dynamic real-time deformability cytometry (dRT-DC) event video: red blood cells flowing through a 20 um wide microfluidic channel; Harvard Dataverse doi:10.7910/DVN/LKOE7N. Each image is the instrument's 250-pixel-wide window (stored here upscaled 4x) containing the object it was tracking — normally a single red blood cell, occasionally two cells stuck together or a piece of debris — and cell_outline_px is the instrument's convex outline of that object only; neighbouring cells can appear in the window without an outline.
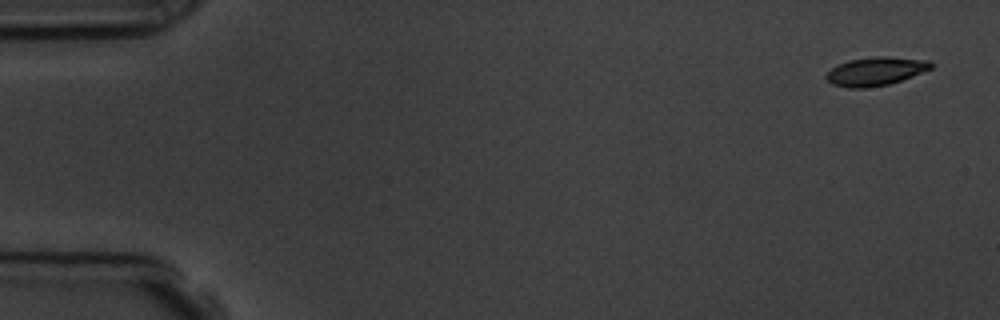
{"species": "common noctule bat (a hibernating species)", "species_latin": "Nyctalus noctula", "temperature_condition": "room temperature", "stored_images_in_passage": 6, "camera_frame_rate_fps": 3000, "um_per_image_px": 0.085, "animal": {"sex": "male", "body_mass_g": 19.5, "forearm_length_mm": 54.6}, "frame": {"image": 1, "passage_image": 1, "time_ms": 0.0, "image_size_px": [1000, 320], "cell_outline_px": [[932, 68], [912, 76], [888, 84], [864, 88], [848, 88], [832, 84], [824, 76], [832, 68], [848, 60], [876, 56], [888, 56], [932, 60]], "centroid_in_image_um": [74.44, 6.05], "position_along_channel_um": 10.6, "area_um2": 17.34}}
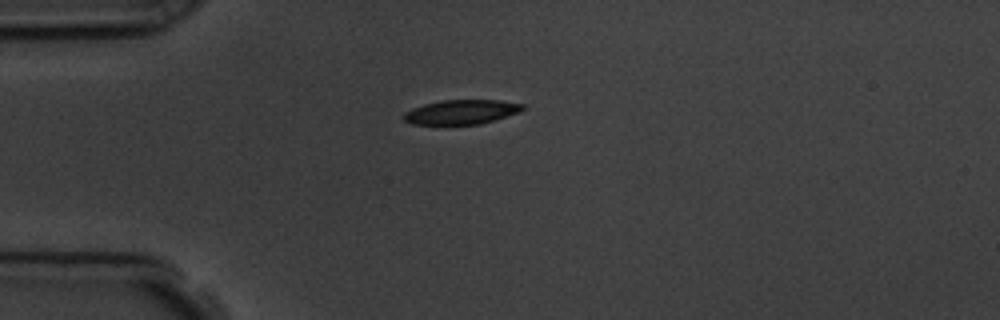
{"frame": {"image": 2, "passage_image": 4, "time_ms": 4.0, "image_size_px": [1000, 320], "cell_outline_px": [[524, 108], [520, 112], [480, 124], [412, 124], [404, 120], [400, 116], [404, 112], [412, 108], [424, 104], [444, 100], [500, 100], [524, 104]], "centroid_in_image_um": [39.19, 9.51], "position_along_channel_um": 45.8, "area_um2": 16.94}}
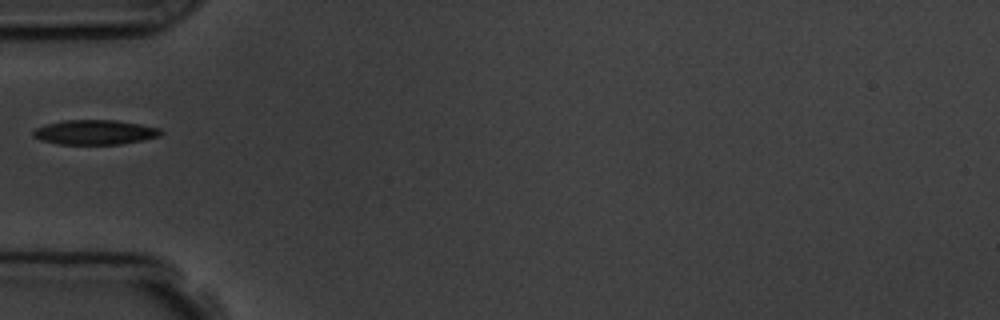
{"frame": {"image": 3, "passage_image": 5, "time_ms": 5.333, "image_size_px": [1000, 320], "cell_outline_px": [[164, 132], [160, 136], [144, 140], [120, 144], [60, 144], [40, 140], [32, 136], [32, 132], [36, 128], [48, 124], [64, 120], [116, 120], [140, 124], [160, 128]], "centroid_in_image_um": [8.09, 11.24], "position_along_channel_um": 76.9, "area_um2": 18.38}}